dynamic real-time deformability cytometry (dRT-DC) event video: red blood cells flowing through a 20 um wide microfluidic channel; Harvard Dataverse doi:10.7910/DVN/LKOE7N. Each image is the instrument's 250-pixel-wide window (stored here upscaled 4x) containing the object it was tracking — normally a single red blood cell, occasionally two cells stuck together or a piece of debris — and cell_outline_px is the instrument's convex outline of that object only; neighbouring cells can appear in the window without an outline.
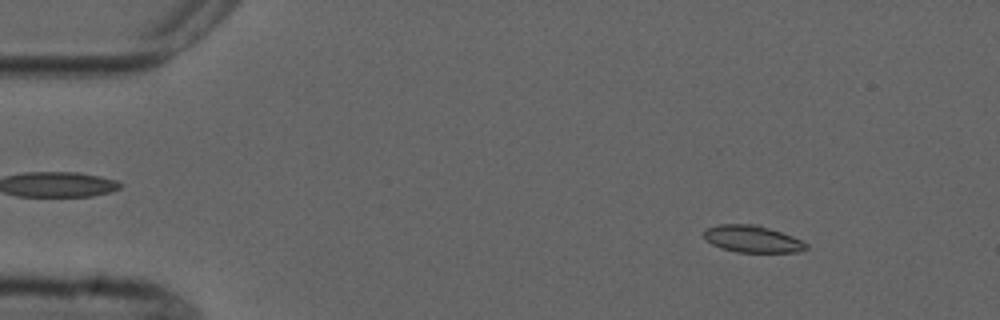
{"species": "common noctule bat (a hibernating species)", "species_latin": "Nyctalus noctula", "temperature_condition": "cold", "stored_images_in_passage": 7, "camera_frame_rate_fps": 3000, "um_per_image_px": 0.085, "animal": {"sex": "male", "forearm_length_mm": 52.5}, "frame": {"image": 1, "passage_image": 1, "time_ms": 0.0, "image_size_px": [1000, 320], "cell_outline_px": [[808, 248], [796, 252], [736, 252], [720, 248], [712, 244], [704, 236], [704, 232], [708, 228], [720, 224], [756, 224], [792, 236], [808, 244]], "centroid_in_image_um": [63.95, 20.32], "position_along_channel_um": 21.0, "area_um2": 15.84}}
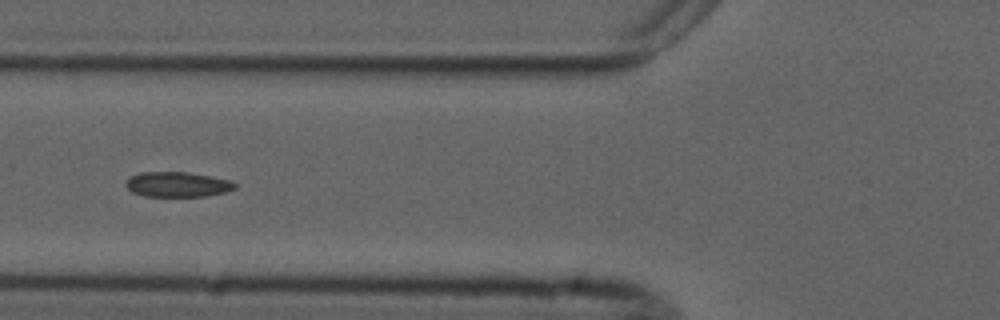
{"frame": {"image": 2, "passage_image": 5, "time_ms": 4.667, "image_size_px": [1000, 320], "cell_outline_px": [[236, 188], [228, 192], [208, 196], [144, 196], [132, 192], [124, 184], [132, 176], [140, 172], [184, 172], [208, 176], [228, 180], [236, 184]], "centroid_in_image_um": [15.09, 15.69], "position_along_channel_um": 110.7, "area_um2": 15.78}}
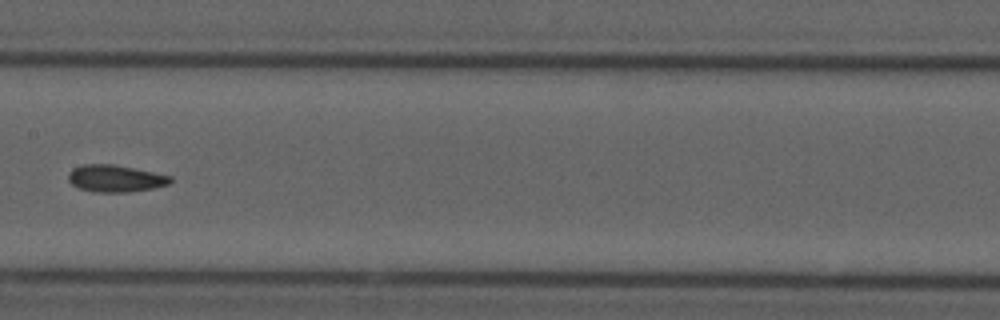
{"frame": {"image": 3, "passage_image": 7, "time_ms": 7.0, "image_size_px": [1000, 320], "cell_outline_px": [[172, 180], [168, 184], [152, 188], [128, 192], [96, 192], [80, 188], [72, 184], [68, 180], [68, 172], [72, 168], [84, 164], [116, 164], [172, 176]], "centroid_in_image_um": [9.79, 15.15], "position_along_channel_um": 197.6, "area_um2": 16.07}}